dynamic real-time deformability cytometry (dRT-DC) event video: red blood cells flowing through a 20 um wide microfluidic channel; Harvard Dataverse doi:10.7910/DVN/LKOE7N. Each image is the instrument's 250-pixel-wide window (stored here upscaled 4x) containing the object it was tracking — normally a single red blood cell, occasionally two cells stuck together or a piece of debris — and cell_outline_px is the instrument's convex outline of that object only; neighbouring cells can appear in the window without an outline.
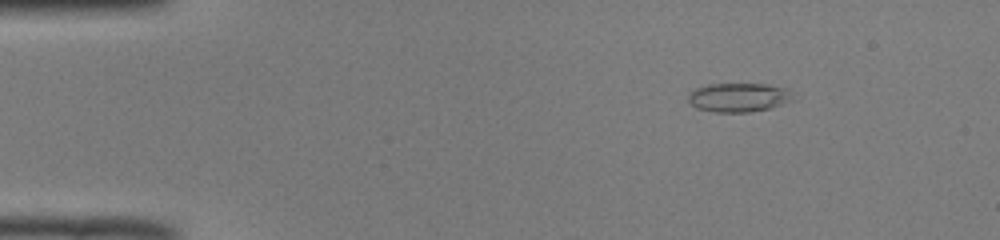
{"species": "common noctule bat (a hibernating species)", "species_latin": "Nyctalus noctula", "temperature_condition": "room temperature", "stored_images_in_passage": 45, "camera_frame_rate_fps": 3000, "um_per_image_px": 0.085, "animal": {"sex": "male", "body_mass_g": 19.0, "forearm_length_mm": 50.8}, "frame": {"image": 1, "passage_image": 1, "time_ms": 0.0, "image_size_px": [1000, 240], "cell_outline_px": [[796, 100], [772, 108], [748, 112], [716, 112], [696, 108], [688, 100], [688, 92], [692, 88], [708, 84], [768, 84], [788, 88], [792, 92]], "centroid_in_image_um": [62.82, 8.27], "position_along_channel_um": 22.2, "area_um2": 18.15}}
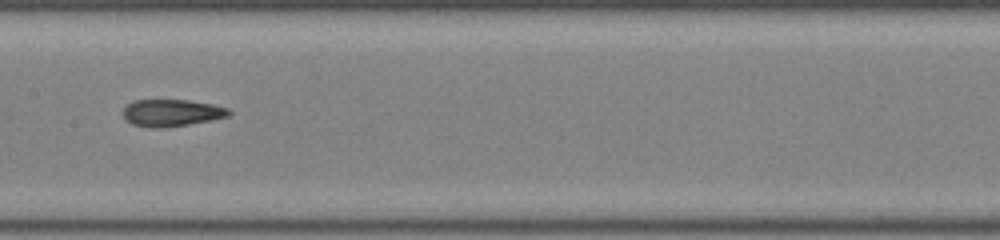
{"frame": {"image": 2, "passage_image": 20, "time_ms": 6.333, "image_size_px": [1000, 240], "cell_outline_px": [[232, 112], [228, 116], [188, 124], [164, 128], [152, 128], [132, 124], [124, 120], [124, 108], [128, 104], [136, 100], [188, 100], [212, 104], [228, 108]], "centroid_in_image_um": [14.57, 9.59], "position_along_channel_um": 192.8, "area_um2": 16.53}}
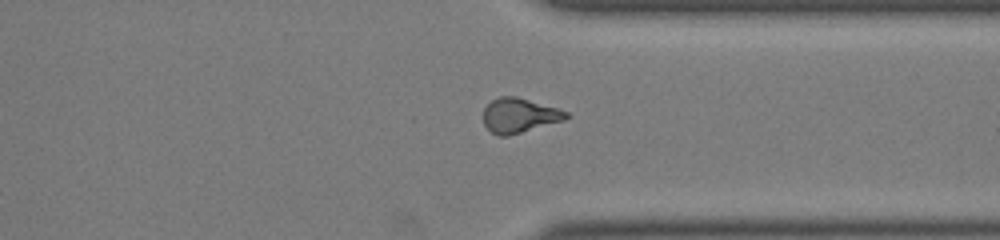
{"frame": {"image": 3, "passage_image": 33, "time_ms": 10.667, "image_size_px": [1000, 240], "cell_outline_px": [[568, 116], [564, 120], [508, 136], [500, 136], [492, 132], [484, 124], [484, 108], [492, 100], [500, 96], [516, 96], [556, 108], [568, 112]], "centroid_in_image_um": [44.12, 9.81], "position_along_channel_um": 367.3, "area_um2": 16.42}, "authors_computed_cell_mechanics": {"area_um2": 16.7042, "velocity_mm_per_s": 4.0184, "shape_relaxation_time_tau1_ms": null, "shape_relaxation_time_tau2_ms": 3.3212, "deformation_change_tau1": null, "deformation_change_tau2": 0.1124}}